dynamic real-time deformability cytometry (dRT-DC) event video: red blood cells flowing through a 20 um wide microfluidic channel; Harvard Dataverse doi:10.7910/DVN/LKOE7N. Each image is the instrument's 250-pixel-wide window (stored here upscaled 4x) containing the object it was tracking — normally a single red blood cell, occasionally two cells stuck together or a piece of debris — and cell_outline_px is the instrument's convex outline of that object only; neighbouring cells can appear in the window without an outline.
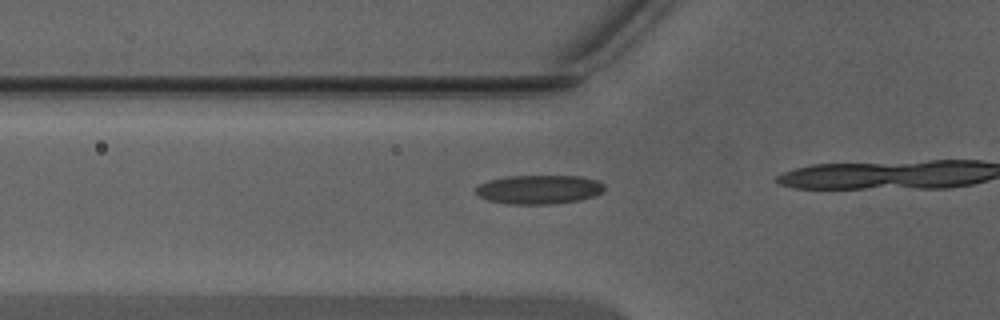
{"species": "Egyptian fruit bat (a non-hibernating species)", "species_latin": "Rousettus aegyptiacus", "temperature_condition": "warm", "stored_images_in_passage": 18, "camera_frame_rate_fps": 3000, "um_per_image_px": 0.085, "animal": {"sex": "male"}, "frame": {"image": 1, "passage_image": 14, "time_ms": 4.333, "image_size_px": [1000, 320], "cell_outline_px": [[604, 188], [600, 192], [592, 196], [580, 200], [548, 204], [512, 204], [488, 200], [480, 196], [476, 192], [476, 188], [480, 184], [488, 180], [508, 176], [580, 176], [596, 180], [604, 184]], "centroid_in_image_um": [45.8, 16.1], "position_along_channel_um": 80.0, "area_um2": 21.44}}